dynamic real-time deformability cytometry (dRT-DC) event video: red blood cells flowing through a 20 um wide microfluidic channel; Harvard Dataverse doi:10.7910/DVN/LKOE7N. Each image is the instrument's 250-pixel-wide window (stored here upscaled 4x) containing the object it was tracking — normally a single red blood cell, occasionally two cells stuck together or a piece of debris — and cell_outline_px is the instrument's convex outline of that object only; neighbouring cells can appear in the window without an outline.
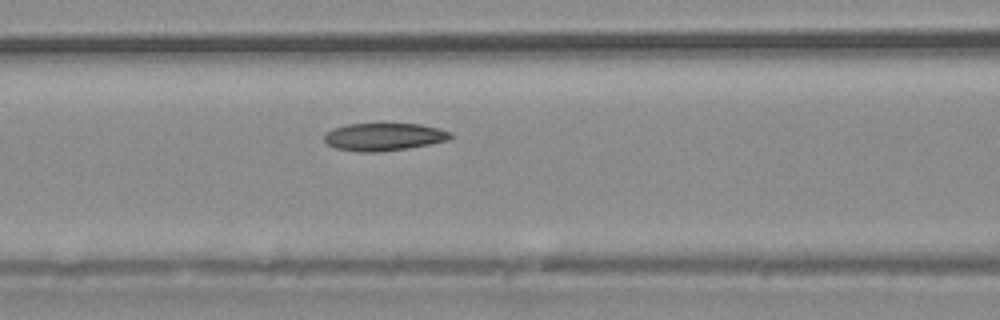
{"species": "common noctule bat (a hibernating species)", "species_latin": "Nyctalus noctula", "temperature_condition": "warm", "stored_images_in_passage": 29, "camera_frame_rate_fps": 3000, "um_per_image_px": 0.085, "animal": {"sex": "male", "body_mass_g": 20.4}, "frame": {"image": 1, "passage_image": 10, "time_ms": 3.0, "image_size_px": [1000, 320], "cell_outline_px": [[452, 136], [448, 140], [408, 148], [380, 152], [360, 152], [336, 148], [328, 144], [324, 140], [324, 136], [328, 132], [336, 128], [348, 124], [420, 124], [452, 132]], "centroid_in_image_um": [32.64, 11.64], "position_along_channel_um": 134.0, "area_um2": 20.06}}
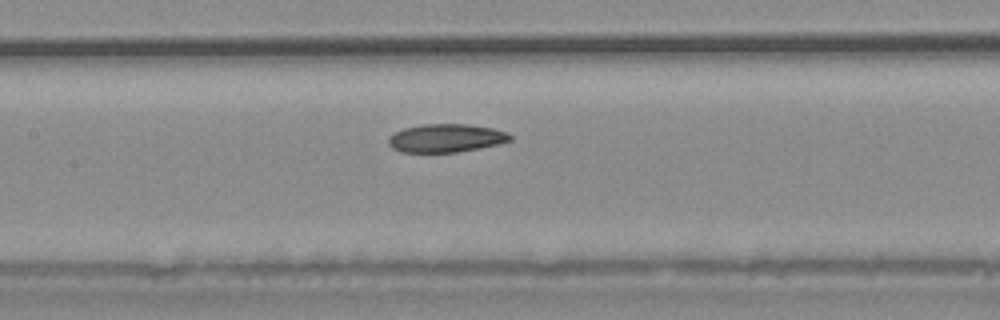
{"frame": {"image": 2, "passage_image": 12, "time_ms": 3.667, "image_size_px": [1000, 320], "cell_outline_px": [[512, 140], [500, 144], [480, 148], [456, 152], [400, 152], [392, 148], [388, 144], [388, 136], [404, 128], [424, 124], [468, 124], [492, 128], [508, 132], [512, 136]], "centroid_in_image_um": [37.92, 11.74], "position_along_channel_um": 169.5, "area_um2": 20.17}}
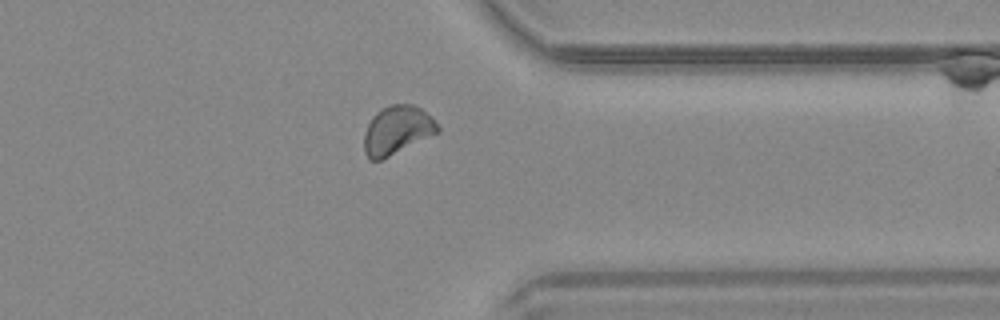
{"frame": {"image": 3, "passage_image": 24, "time_ms": 7.667, "image_size_px": [1000, 320], "cell_outline_px": [[440, 132], [380, 160], [368, 160], [364, 152], [364, 132], [372, 116], [376, 112], [392, 104], [412, 104], [420, 108], [432, 116], [440, 128]], "centroid_in_image_um": [33.75, 11.06], "position_along_channel_um": 377.6, "area_um2": 20.81}}